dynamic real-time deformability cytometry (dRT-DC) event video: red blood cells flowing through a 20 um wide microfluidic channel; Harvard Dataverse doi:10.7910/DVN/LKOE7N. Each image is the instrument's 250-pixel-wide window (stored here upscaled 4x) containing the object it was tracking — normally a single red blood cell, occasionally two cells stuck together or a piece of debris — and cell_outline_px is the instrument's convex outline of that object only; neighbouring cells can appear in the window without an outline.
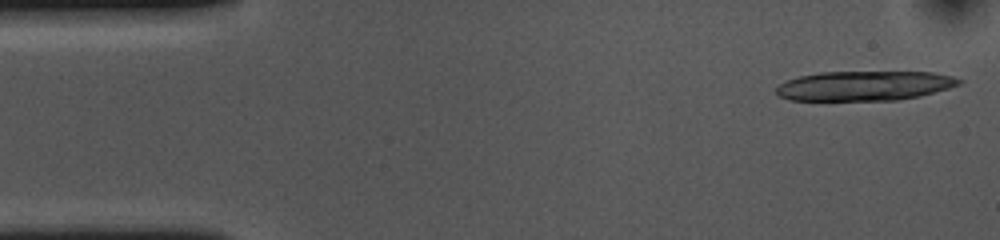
{"species": "common noctule bat (a hibernating species)", "species_latin": "Nyctalus noctula", "temperature_condition": "cold", "stored_images_in_passage": 14, "camera_frame_rate_fps": 3000, "um_per_image_px": 0.085, "animal": {"sex": "female", "body_mass_g": 10.0, "forearm_length_mm": 53.1}, "frame": {"image": 1, "passage_image": 1, "time_ms": 0.0, "image_size_px": [1000, 240], "cell_outline_px": [[964, 80], [960, 84], [948, 88], [920, 96], [900, 100], [788, 100], [780, 96], [776, 92], [776, 88], [780, 84], [788, 80], [800, 76], [820, 72], [932, 72], [952, 76]], "centroid_in_image_um": [73.5, 7.29], "position_along_channel_um": 11.5, "area_um2": 31.5}}